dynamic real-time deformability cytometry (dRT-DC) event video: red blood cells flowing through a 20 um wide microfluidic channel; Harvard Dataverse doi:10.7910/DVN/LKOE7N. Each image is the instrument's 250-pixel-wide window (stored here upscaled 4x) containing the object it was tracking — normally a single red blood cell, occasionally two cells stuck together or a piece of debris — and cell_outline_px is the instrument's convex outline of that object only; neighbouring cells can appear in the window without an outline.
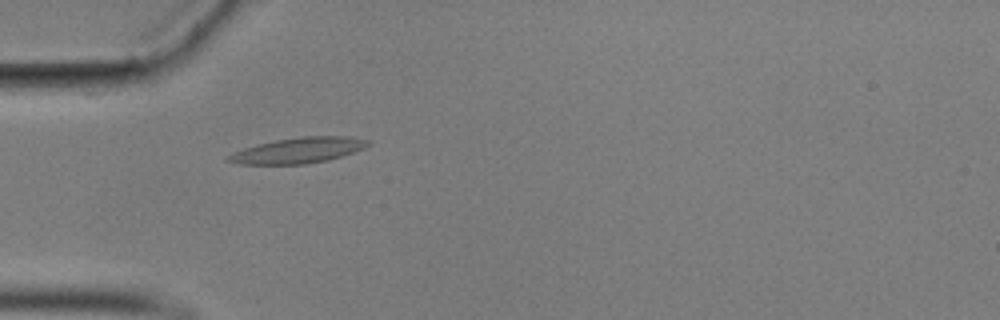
{"species": "common noctule bat (a hibernating species)", "species_latin": "Nyctalus noctula", "temperature_condition": "cold", "stored_images_in_passage": 38, "camera_frame_rate_fps": 3000, "um_per_image_px": 0.085, "animal": {"sex": "male", "body_mass_g": 17.9}, "frame": {"image": 1, "passage_image": 2, "time_ms": 0.333, "image_size_px": [1000, 320], "cell_outline_px": [[368, 144], [364, 148], [328, 160], [304, 164], [236, 164], [224, 160], [232, 152], [244, 148], [276, 140], [300, 136], [348, 136], [368, 140]], "centroid_in_image_um": [25.3, 12.78], "position_along_channel_um": 59.7, "area_um2": 20.63}}
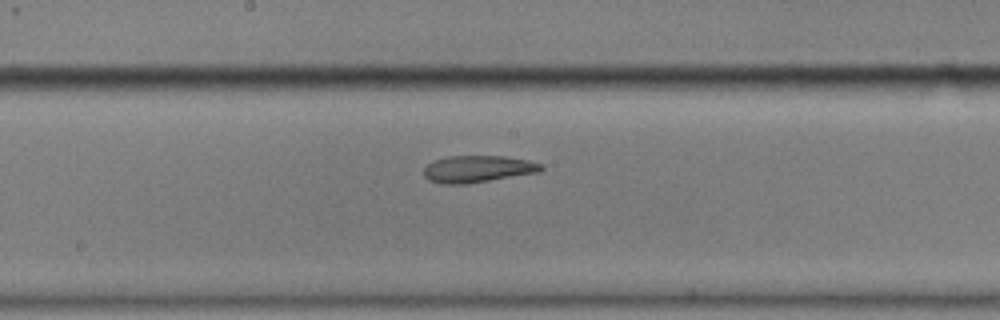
{"frame": {"image": 2, "passage_image": 15, "time_ms": 4.667, "image_size_px": [1000, 320], "cell_outline_px": [[544, 168], [540, 172], [468, 184], [440, 184], [428, 180], [424, 176], [424, 168], [432, 160], [448, 156], [504, 156], [528, 160], [544, 164]], "centroid_in_image_um": [40.61, 14.36], "position_along_channel_um": 207.6, "area_um2": 18.67}}
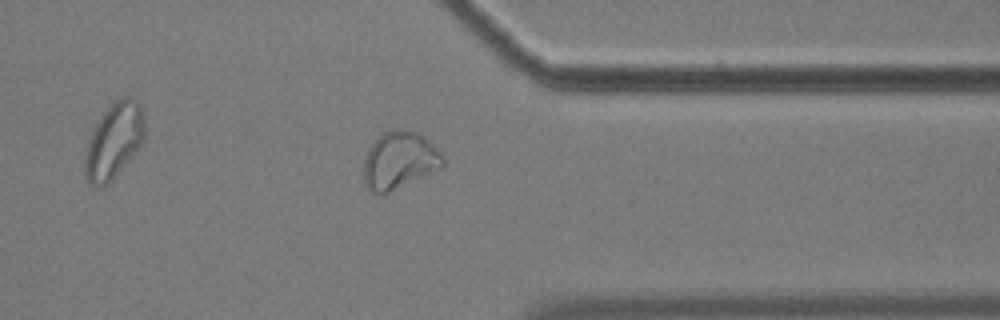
{"frame": {"image": 3, "passage_image": 30, "time_ms": 9.667, "image_size_px": [1000, 320], "cell_outline_px": [[444, 164], [440, 168], [384, 196], [380, 196], [372, 192], [364, 184], [364, 160], [368, 148], [384, 132], [392, 128], [400, 128], [416, 132], [424, 136], [440, 152], [444, 160]], "centroid_in_image_um": [33.92, 13.66], "position_along_channel_um": 377.5, "area_um2": 26.7}, "authors_computed_cell_mechanics": {"area_um2": 19.1029, "velocity_mm_per_s": 3.4858, "shape_relaxation_time_tau1_ms": null, "shape_relaxation_time_tau2_ms": 3.4748, "deformation_change_tau1": null, "deformation_change_tau2": 0.087}}